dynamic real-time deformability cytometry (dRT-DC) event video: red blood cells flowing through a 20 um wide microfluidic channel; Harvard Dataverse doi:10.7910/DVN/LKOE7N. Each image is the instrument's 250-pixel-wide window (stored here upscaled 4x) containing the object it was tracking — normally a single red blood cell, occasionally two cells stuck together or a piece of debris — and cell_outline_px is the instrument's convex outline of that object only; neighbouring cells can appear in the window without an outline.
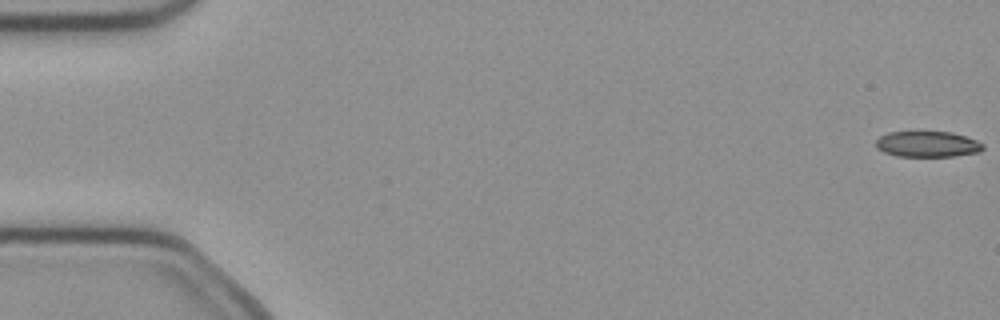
{"species": "common noctule bat (a hibernating species)", "species_latin": "Nyctalus noctula", "temperature_condition": "cold", "stored_images_in_passage": 51, "camera_frame_rate_fps": 3000, "um_per_image_px": 0.085, "animal": {"sex": "female", "body_mass_g": 21.9}, "frame": {"image": 1, "passage_image": 1, "time_ms": 0.0, "image_size_px": [1000, 320], "cell_outline_px": [[984, 148], [980, 152], [956, 156], [896, 156], [884, 152], [876, 148], [876, 140], [880, 136], [888, 132], [920, 128], [952, 132], [976, 140], [984, 144]], "centroid_in_image_um": [78.81, 12.19], "position_along_channel_um": 6.2, "area_um2": 17.05}}
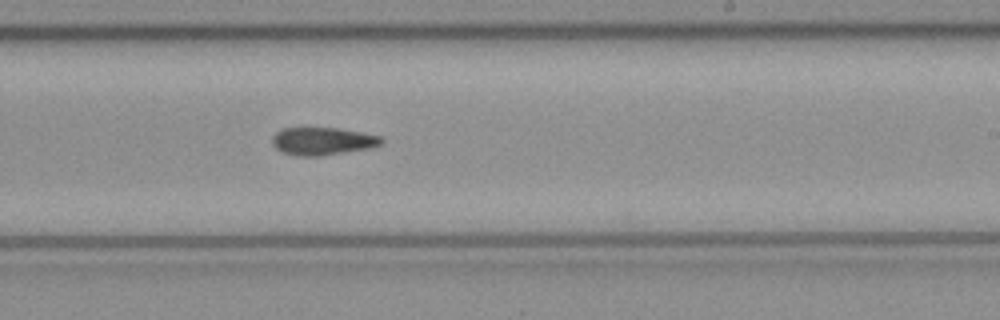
{"frame": {"image": 2, "passage_image": 31, "time_ms": 10.0, "image_size_px": [1000, 320], "cell_outline_px": [[384, 144], [372, 148], [320, 156], [300, 156], [284, 152], [276, 148], [272, 144], [272, 136], [280, 128], [336, 128], [360, 132], [380, 136], [384, 140]], "centroid_in_image_um": [27.44, 12.0], "position_along_channel_um": 261.6, "area_um2": 17.69}}
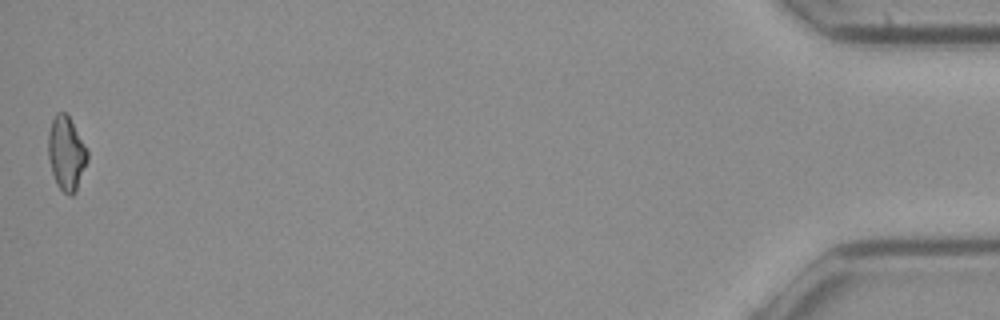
{"frame": {"image": 3, "passage_image": 51, "time_ms": 16.667, "image_size_px": [1000, 320], "cell_outline_px": [[88, 160], [76, 192], [72, 196], [68, 196], [56, 184], [52, 172], [48, 156], [48, 132], [52, 120], [56, 112], [64, 112], [68, 116], [88, 148]], "centroid_in_image_um": [5.65, 13.05], "position_along_channel_um": 429.6, "area_um2": 17.05}}